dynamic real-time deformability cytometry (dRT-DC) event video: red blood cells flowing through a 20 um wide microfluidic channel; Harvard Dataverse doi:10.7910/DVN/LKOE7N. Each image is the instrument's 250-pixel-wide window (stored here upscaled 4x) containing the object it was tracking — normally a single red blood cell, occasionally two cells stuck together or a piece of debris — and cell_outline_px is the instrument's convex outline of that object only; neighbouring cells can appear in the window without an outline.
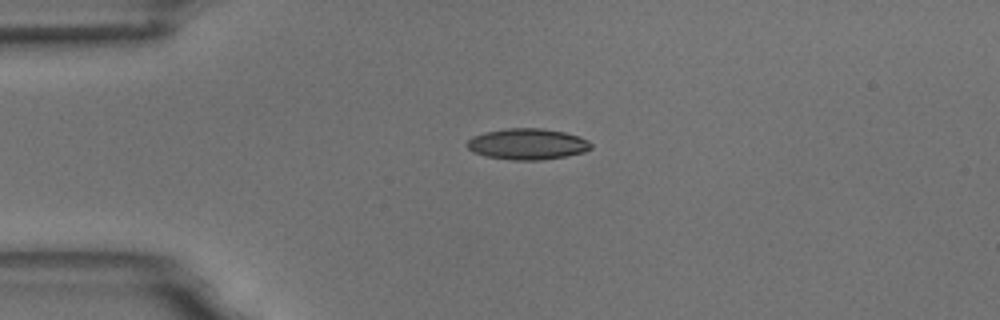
{"species": "common noctule bat (a hibernating species)", "species_latin": "Nyctalus noctula", "temperature_condition": "room temperature", "stored_images_in_passage": 2, "camera_frame_rate_fps": 3000, "um_per_image_px": 0.085, "animal": {"sex": "male", "body_mass_g": 18.8}, "frame": {"image": 1, "passage_image": 1, "time_ms": 0.0, "image_size_px": [1000, 320], "cell_outline_px": [[592, 148], [584, 152], [564, 156], [540, 160], [512, 160], [484, 156], [472, 152], [464, 144], [472, 136], [484, 132], [508, 128], [540, 128], [564, 132], [580, 136], [588, 140], [592, 144]], "centroid_in_image_um": [44.8, 12.24], "position_along_channel_um": 40.2, "area_um2": 22.6}}